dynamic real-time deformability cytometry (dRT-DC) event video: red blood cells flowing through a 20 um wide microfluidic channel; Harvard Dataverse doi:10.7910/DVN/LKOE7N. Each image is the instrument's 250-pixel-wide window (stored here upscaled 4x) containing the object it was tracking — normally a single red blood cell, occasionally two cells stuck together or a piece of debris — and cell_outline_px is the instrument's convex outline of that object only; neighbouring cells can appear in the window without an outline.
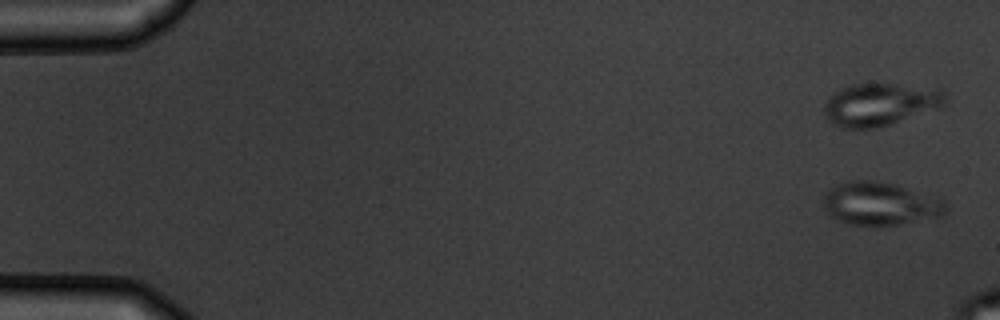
{"species": "common noctule bat (a hibernating species)", "species_latin": "Nyctalus noctula", "temperature_condition": "warm", "stored_images_in_passage": 4, "camera_frame_rate_fps": 3000, "um_per_image_px": 0.085, "animal": {"sex": "male", "body_mass_g": 19.5, "forearm_length_mm": 54.6}, "frame": {"image": 1, "passage_image": 1, "time_ms": 0.0, "image_size_px": [1000, 320], "cell_outline_px": [[948, 208], [940, 216], [896, 224], [872, 228], [848, 224], [832, 216], [828, 212], [824, 204], [824, 192], [828, 188], [848, 180], [876, 180], [896, 184], [940, 196], [948, 204]], "centroid_in_image_um": [74.85, 17.3], "position_along_channel_um": 10.2, "area_um2": 31.44}}